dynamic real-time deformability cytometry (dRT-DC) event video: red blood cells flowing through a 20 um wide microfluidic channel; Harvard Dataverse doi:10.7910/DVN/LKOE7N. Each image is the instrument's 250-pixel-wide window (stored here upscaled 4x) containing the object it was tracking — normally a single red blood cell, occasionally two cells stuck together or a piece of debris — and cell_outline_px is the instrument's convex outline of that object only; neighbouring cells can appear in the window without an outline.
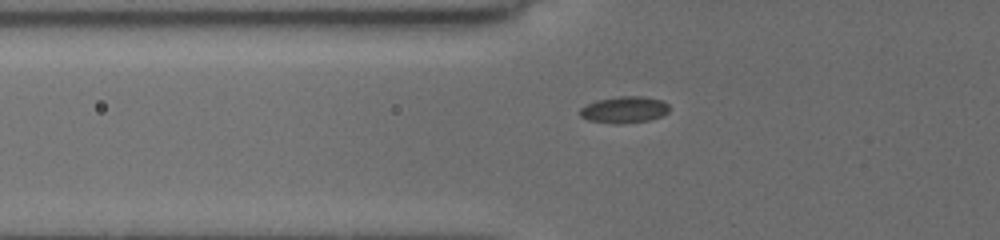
{"species": "common noctule bat (a hibernating species)", "species_latin": "Nyctalus noctula", "temperature_condition": "cold", "stored_images_in_passage": 34, "camera_frame_rate_fps": 3000, "um_per_image_px": 0.085, "animal": {"sex": "female", "body_mass_g": 19.5, "forearm_length_mm": 54.1}, "frame": {"image": 1, "passage_image": 6, "time_ms": 3.333, "image_size_px": [1000, 240], "cell_outline_px": [[668, 112], [660, 116], [648, 120], [616, 124], [588, 120], [580, 116], [580, 108], [596, 100], [620, 96], [644, 96], [664, 100], [668, 104]], "centroid_in_image_um": [53.06, 9.31], "position_along_channel_um": 72.7, "area_um2": 13.76}}
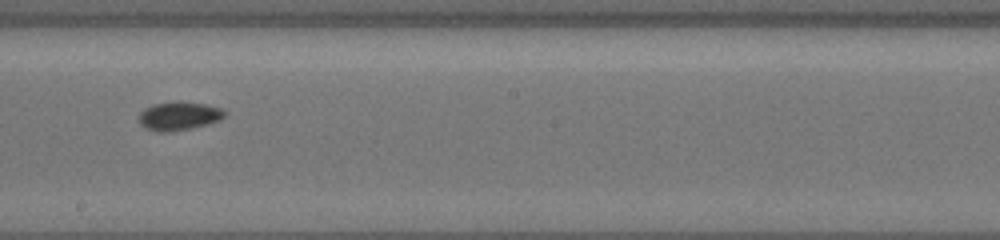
{"frame": {"image": 2, "passage_image": 21, "time_ms": 7.667, "image_size_px": [1000, 240], "cell_outline_px": [[224, 116], [220, 120], [188, 128], [164, 132], [160, 132], [148, 128], [140, 124], [140, 112], [144, 108], [156, 104], [180, 100], [204, 104], [220, 108], [224, 112]], "centroid_in_image_um": [15.19, 9.83], "position_along_channel_um": 233.0, "area_um2": 13.81}}
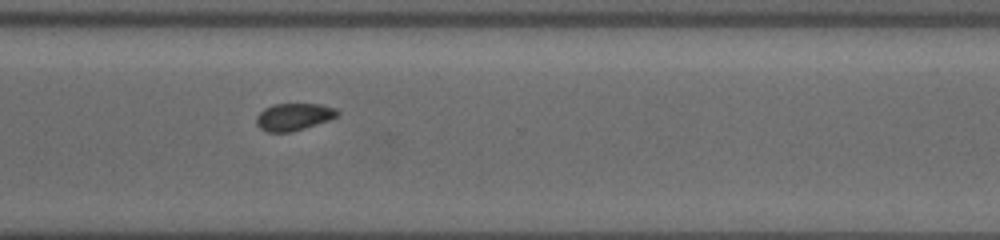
{"frame": {"image": 3, "passage_image": 33, "time_ms": 10.667, "image_size_px": [1000, 240], "cell_outline_px": [[340, 112], [336, 116], [328, 120], [304, 128], [288, 132], [268, 132], [260, 128], [256, 124], [256, 116], [264, 108], [272, 104], [320, 104], [336, 108]], "centroid_in_image_um": [24.94, 9.92], "position_along_channel_um": 345.7, "area_um2": 12.77}}